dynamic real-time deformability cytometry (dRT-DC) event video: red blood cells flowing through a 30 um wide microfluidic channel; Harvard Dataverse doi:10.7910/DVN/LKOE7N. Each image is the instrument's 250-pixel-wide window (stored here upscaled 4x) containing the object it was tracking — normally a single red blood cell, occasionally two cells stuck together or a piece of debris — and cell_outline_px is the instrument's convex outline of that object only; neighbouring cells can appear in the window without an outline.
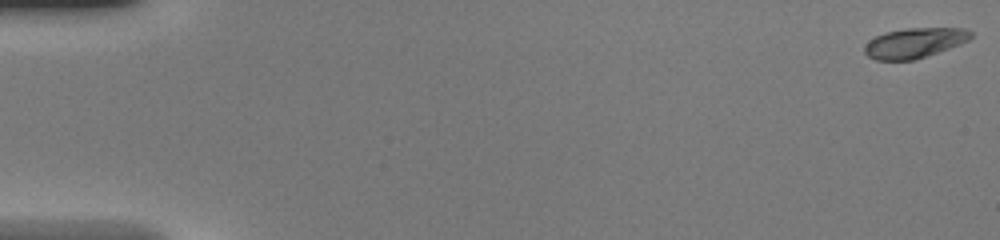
{"species": "common noctule bat (a hibernating species)", "species_latin": "Nyctalus noctula", "temperature_condition": "warm", "stored_images_in_passage": 46, "camera_frame_rate_fps": 3000, "um_per_image_px": 0.085, "animal": {"sex": "female", "body_mass_g": 20.0, "forearm_length_mm": 54.0}, "frame": {"image": 1, "passage_image": 1, "time_ms": 0.0, "image_size_px": [1000, 240], "cell_outline_px": [[972, 36], [968, 40], [960, 44], [916, 60], [876, 60], [868, 56], [864, 52], [864, 44], [868, 40], [884, 32], [904, 28], [964, 28], [972, 32]], "centroid_in_image_um": [77.7, 3.64], "position_along_channel_um": 7.3, "area_um2": 18.73}}
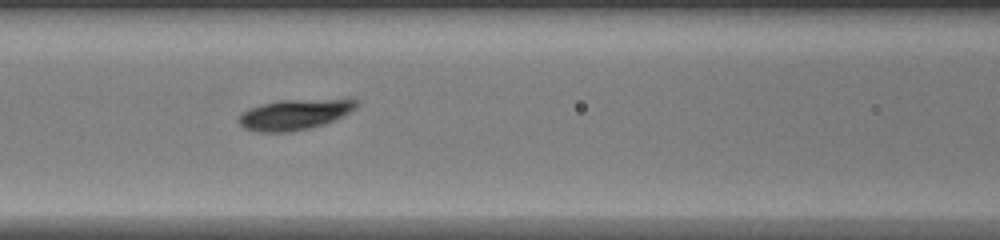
{"frame": {"image": 2, "passage_image": 20, "time_ms": 6.333, "image_size_px": [1000, 240], "cell_outline_px": [[356, 108], [336, 120], [324, 124], [308, 128], [288, 132], [256, 132], [244, 128], [236, 120], [240, 112], [248, 108], [280, 100], [356, 100]], "centroid_in_image_um": [24.94, 9.75], "position_along_channel_um": 141.7, "area_um2": 20.69}}
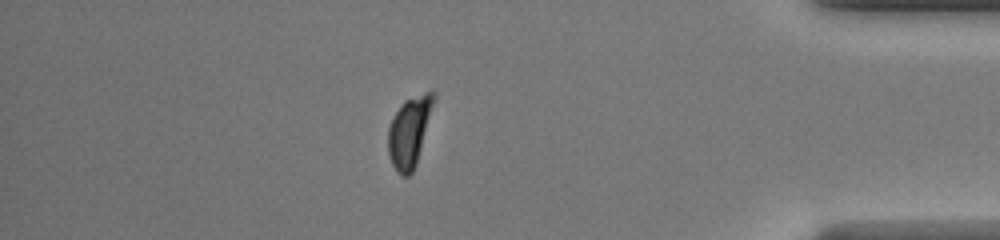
{"frame": {"image": 3, "passage_image": 40, "time_ms": 13.0, "image_size_px": [1000, 240], "cell_outline_px": [[436, 96], [416, 164], [412, 172], [408, 176], [400, 176], [396, 172], [392, 164], [388, 152], [388, 128], [396, 112], [404, 100], [424, 92], [436, 92]], "centroid_in_image_um": [34.79, 11.2], "position_along_channel_um": 400.4, "area_um2": 18.38}}